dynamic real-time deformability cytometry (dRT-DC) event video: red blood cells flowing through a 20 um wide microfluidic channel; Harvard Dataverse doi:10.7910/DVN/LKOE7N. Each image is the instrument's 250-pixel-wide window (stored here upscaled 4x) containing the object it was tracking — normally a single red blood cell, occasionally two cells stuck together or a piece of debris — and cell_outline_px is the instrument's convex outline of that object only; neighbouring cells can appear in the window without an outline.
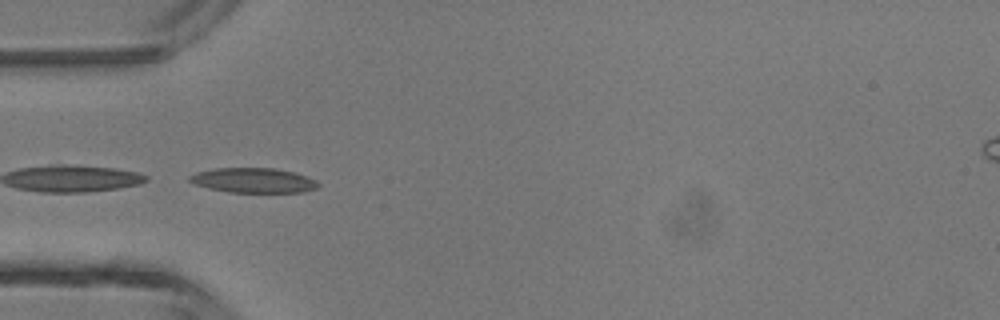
{"species": "common noctule bat (a hibernating species)", "species_latin": "Nyctalus noctula", "temperature_condition": "room temperature", "stored_images_in_passage": 6, "segment_of_instrument_passage": [2, 2], "camera_frame_rate_fps": 3000, "um_per_image_px": 0.085, "animal": {"sex": "male", "body_mass_g": 13.3}, "frame": {"image": 1, "passage_image": 5, "time_ms": 1.333, "image_size_px": [1000, 320], "cell_outline_px": [[320, 184], [316, 188], [304, 192], [228, 192], [208, 188], [196, 184], [188, 180], [188, 176], [196, 172], [216, 168], [272, 168], [292, 172], [308, 176], [316, 180]], "centroid_in_image_um": [21.54, 15.33], "position_along_channel_um": 63.5, "area_um2": 18.55}}
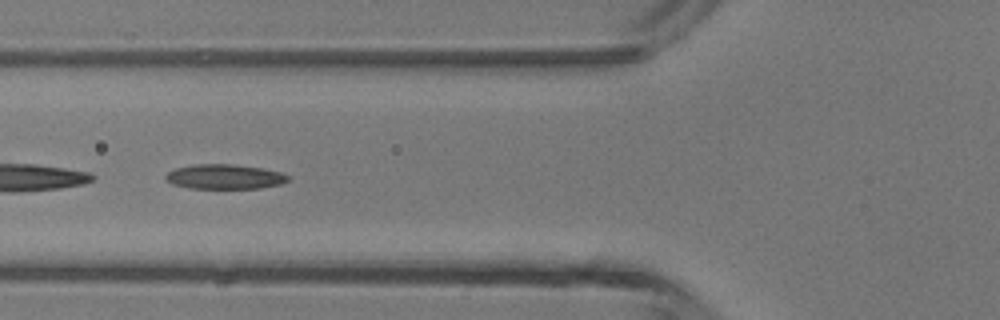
{"frame": {"image": 2, "passage_image": 6, "time_ms": 1.667, "image_size_px": [1000, 320], "cell_outline_px": [[288, 180], [280, 184], [260, 188], [188, 188], [172, 184], [164, 180], [164, 176], [168, 172], [176, 168], [192, 164], [232, 164], [264, 168], [280, 172], [288, 176]], "centroid_in_image_um": [19.04, 15.01], "position_along_channel_um": 106.8, "area_um2": 17.69}}